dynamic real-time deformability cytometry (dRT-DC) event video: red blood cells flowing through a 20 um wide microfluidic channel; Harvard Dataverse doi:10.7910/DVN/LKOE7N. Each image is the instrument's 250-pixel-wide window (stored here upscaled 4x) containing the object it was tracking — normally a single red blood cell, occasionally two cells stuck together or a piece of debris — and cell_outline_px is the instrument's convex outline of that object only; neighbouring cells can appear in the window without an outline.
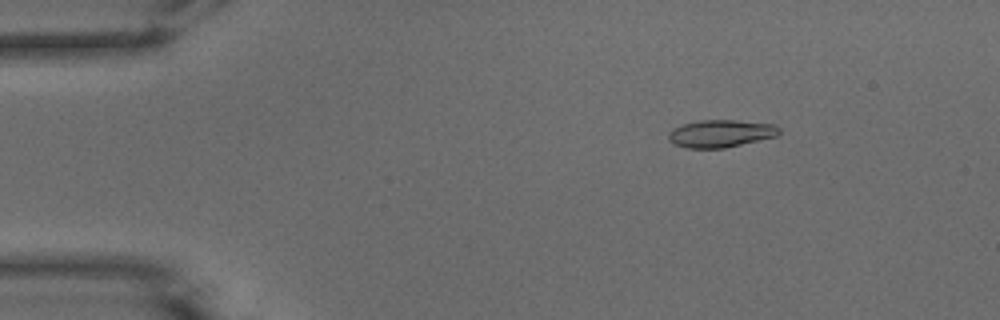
{"species": "common noctule bat (a hibernating species)", "species_latin": "Nyctalus noctula", "temperature_condition": "warm", "stored_images_in_passage": 52, "camera_frame_rate_fps": 3000, "um_per_image_px": 0.085, "animal": {"sex": "male", "body_mass_g": 15.6}, "frame": {"image": 1, "passage_image": 8, "time_ms": 2.333, "image_size_px": [1000, 320], "cell_outline_px": [[780, 132], [776, 136], [724, 148], [688, 148], [672, 144], [668, 140], [668, 132], [672, 128], [684, 124], [700, 120], [732, 120], [776, 124], [780, 128]], "centroid_in_image_um": [61.23, 11.35], "position_along_channel_um": 23.8, "area_um2": 17.74}}
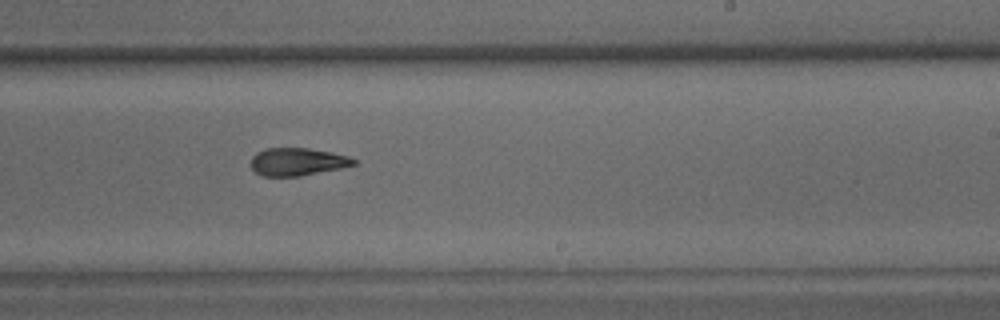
{"frame": {"image": 2, "passage_image": 32, "time_ms": 10.333, "image_size_px": [1000, 320], "cell_outline_px": [[356, 164], [340, 168], [300, 176], [260, 176], [252, 168], [252, 156], [256, 152], [264, 148], [308, 148], [332, 152], [348, 156], [356, 160]], "centroid_in_image_um": [25.26, 13.74], "position_along_channel_um": 263.7, "area_um2": 16.59}}
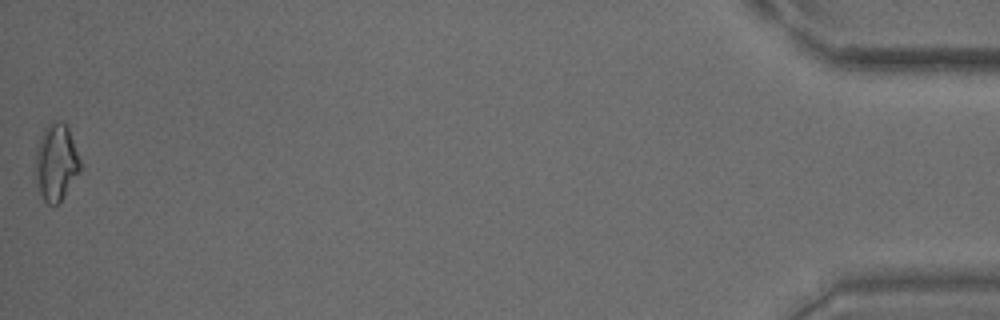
{"frame": {"image": 3, "passage_image": 52, "time_ms": 17.0, "image_size_px": [1000, 320], "cell_outline_px": [[80, 172], [64, 196], [56, 204], [48, 204], [44, 200], [40, 192], [36, 180], [36, 148], [40, 136], [44, 128], [52, 120], [60, 120], [68, 128], [80, 160]], "centroid_in_image_um": [4.76, 13.77], "position_along_channel_um": 430.4, "area_um2": 19.83}, "authors_computed_cell_mechanics": {"area_um2": 17.3978, "velocity_mm_per_s": 3.9177, "shape_relaxation_time_tau1_ms": 6.1354, "shape_relaxation_time_tau2_ms": 2.7634, "deformation_change_tau1": 0.1864, "deformation_change_tau2": 0.1064}}